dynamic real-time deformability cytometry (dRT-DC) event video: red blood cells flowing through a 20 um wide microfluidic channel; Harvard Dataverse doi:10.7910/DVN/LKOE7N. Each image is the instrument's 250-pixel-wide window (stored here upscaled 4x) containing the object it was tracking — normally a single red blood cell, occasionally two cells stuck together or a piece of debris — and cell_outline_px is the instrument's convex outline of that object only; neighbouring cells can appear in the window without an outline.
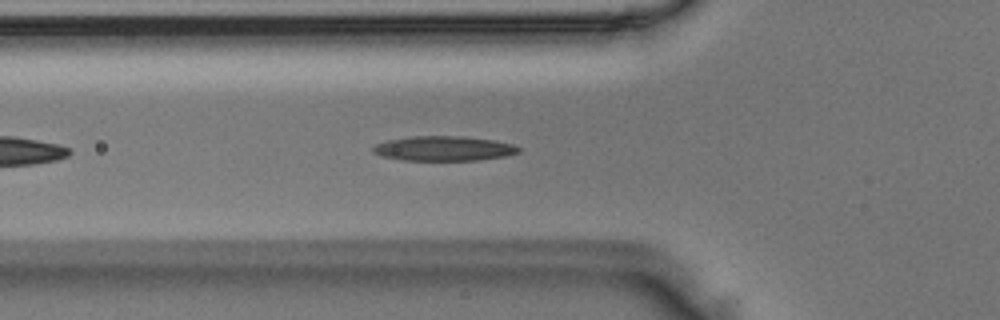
{"species": "Egyptian fruit bat (a non-hibernating species)", "species_latin": "Rousettus aegyptiacus", "temperature_condition": "room temperature", "stored_images_in_passage": 10, "camera_frame_rate_fps": 3000, "um_per_image_px": 0.085, "animal": {"sex": "male"}, "frame": {"image": 1, "passage_image": 6, "time_ms": 1.667, "image_size_px": [1000, 320], "cell_outline_px": [[520, 152], [504, 156], [480, 160], [400, 160], [380, 156], [372, 152], [372, 148], [376, 144], [388, 140], [412, 136], [464, 136], [492, 140], [512, 144], [520, 148]], "centroid_in_image_um": [37.69, 12.62], "position_along_channel_um": 88.1, "area_um2": 20.98}}